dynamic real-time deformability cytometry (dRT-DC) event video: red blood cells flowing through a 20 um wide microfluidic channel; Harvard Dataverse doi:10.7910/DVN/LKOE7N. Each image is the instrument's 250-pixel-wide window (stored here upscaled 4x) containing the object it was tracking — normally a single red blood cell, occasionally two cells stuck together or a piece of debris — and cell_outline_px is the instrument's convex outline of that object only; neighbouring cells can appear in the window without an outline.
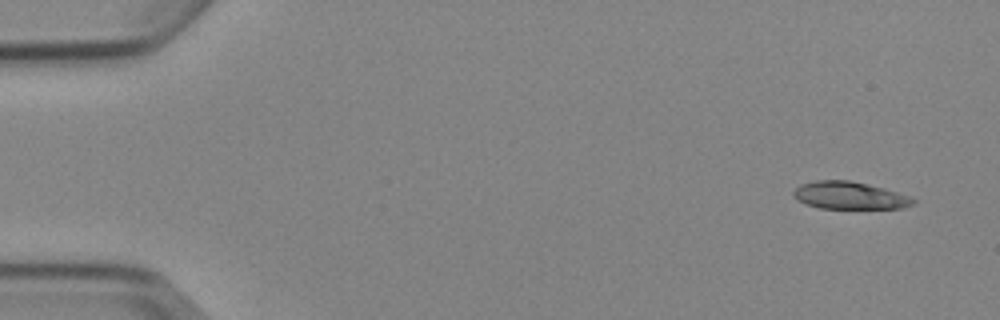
{"species": "Egyptian fruit bat (a non-hibernating species)", "species_latin": "Rousettus aegyptiacus", "temperature_condition": "cold", "stored_images_in_passage": 6, "camera_frame_rate_fps": 3000, "um_per_image_px": 0.085, "animal": {"sex": "female"}, "frame": {"image": 1, "passage_image": 1, "time_ms": 0.0, "image_size_px": [1000, 320], "cell_outline_px": [[916, 204], [904, 208], [820, 208], [804, 204], [796, 200], [792, 196], [792, 192], [800, 184], [816, 180], [848, 180], [868, 184], [884, 188], [912, 196], [916, 200]], "centroid_in_image_um": [72.22, 16.62], "position_along_channel_um": 12.8, "area_um2": 19.42}}
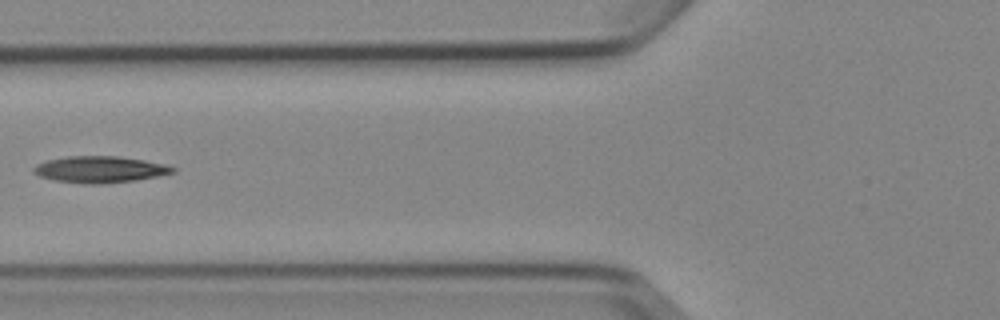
{"frame": {"image": 2, "passage_image": 6, "time_ms": 6.0, "image_size_px": [1000, 320], "cell_outline_px": [[176, 172], [136, 180], [100, 184], [84, 184], [56, 180], [40, 176], [32, 172], [32, 168], [36, 164], [48, 160], [68, 156], [116, 156], [144, 160], [164, 164], [176, 168]], "centroid_in_image_um": [8.48, 14.4], "position_along_channel_um": 117.3, "area_um2": 21.39}}